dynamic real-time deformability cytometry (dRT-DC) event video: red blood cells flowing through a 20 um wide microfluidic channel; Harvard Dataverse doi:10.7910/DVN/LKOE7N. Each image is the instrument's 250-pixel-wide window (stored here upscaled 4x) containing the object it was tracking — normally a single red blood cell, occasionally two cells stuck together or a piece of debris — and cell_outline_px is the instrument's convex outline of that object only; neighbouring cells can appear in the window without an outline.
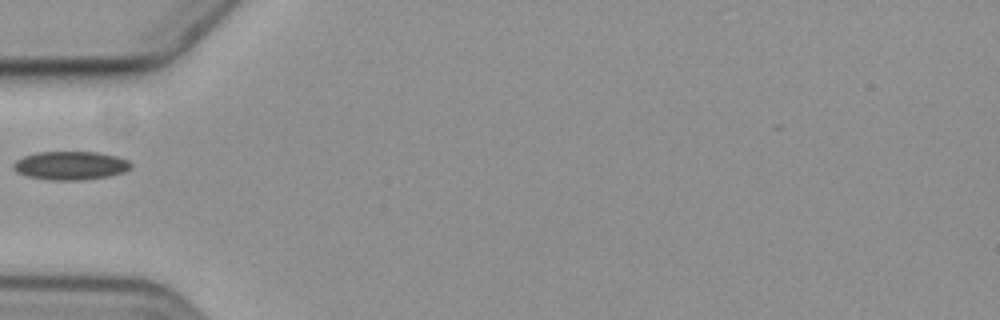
{"species": "common noctule bat (a hibernating species)", "species_latin": "Nyctalus noctula", "temperature_condition": "cold", "stored_images_in_passage": 2, "camera_frame_rate_fps": 3000, "um_per_image_px": 0.085, "animal": {"sex": "female", "body_mass_g": 19.3, "forearm_length_mm": 54.1}, "frame": {"image": 1, "passage_image": 2, "time_ms": 2.0, "image_size_px": [1000, 320], "cell_outline_px": [[132, 168], [124, 172], [108, 176], [80, 180], [52, 180], [28, 176], [16, 172], [12, 168], [12, 164], [16, 160], [24, 156], [36, 152], [96, 152], [116, 156], [128, 160], [132, 164]], "centroid_in_image_um": [5.99, 14.07], "position_along_channel_um": 79.0, "area_um2": 19.54}}